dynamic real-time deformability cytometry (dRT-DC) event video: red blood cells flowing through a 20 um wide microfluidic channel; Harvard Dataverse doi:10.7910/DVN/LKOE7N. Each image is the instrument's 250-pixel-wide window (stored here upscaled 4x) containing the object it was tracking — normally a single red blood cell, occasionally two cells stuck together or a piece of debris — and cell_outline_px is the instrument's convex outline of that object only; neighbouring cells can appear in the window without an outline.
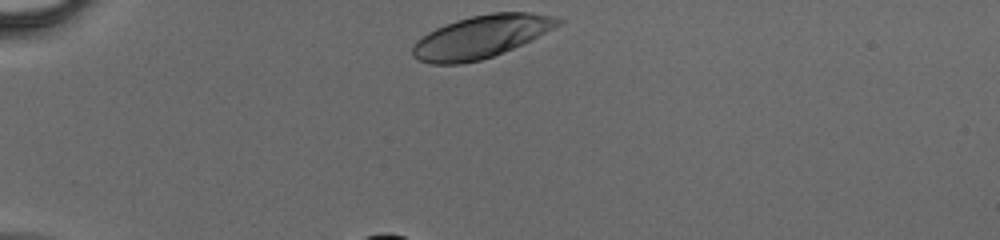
{"species": "human", "species_latin": "Homo sapiens", "temperature_condition": "cold", "stored_images_in_passage": 14, "camera_frame_rate_fps": 3000, "um_per_image_px": 0.085, "donor": {"sex": "male"}, "frame": {"image": 1, "passage_image": 1, "time_ms": 0.0, "image_size_px": [1000, 240], "cell_outline_px": [[564, 20], [560, 24], [512, 48], [492, 56], [480, 60], [460, 64], [428, 64], [416, 60], [412, 56], [412, 44], [416, 40], [428, 32], [436, 28], [456, 20], [472, 16], [492, 12], [528, 12], [556, 16]], "centroid_in_image_um": [40.82, 3.12], "position_along_channel_um": 44.2, "area_um2": 35.84}}